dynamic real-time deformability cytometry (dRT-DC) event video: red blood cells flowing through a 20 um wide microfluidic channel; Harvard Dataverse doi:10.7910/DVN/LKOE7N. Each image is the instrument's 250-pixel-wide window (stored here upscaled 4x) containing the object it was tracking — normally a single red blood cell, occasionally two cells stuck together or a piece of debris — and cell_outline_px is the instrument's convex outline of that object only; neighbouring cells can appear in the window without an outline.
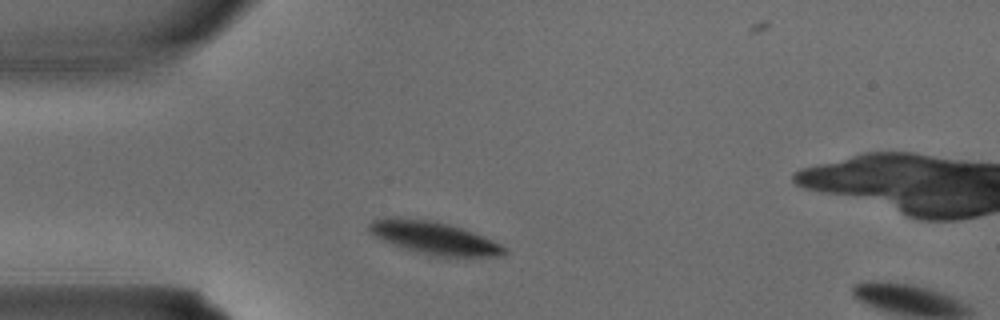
{"species": "common noctule bat (a hibernating species)", "species_latin": "Nyctalus noctula", "temperature_condition": "warm", "stored_images_in_passage": 2, "camera_frame_rate_fps": 3000, "um_per_image_px": 0.085, "animal": {"sex": "male", "body_mass_g": 15.6}, "frame": {"image": 1, "passage_image": 1, "time_ms": 0.0, "image_size_px": [1000, 320], "cell_outline_px": [[508, 252], [500, 256], [428, 256], [392, 244], [376, 236], [368, 228], [368, 224], [372, 220], [388, 216], [396, 216], [432, 220], [448, 224], [484, 236], [508, 248]], "centroid_in_image_um": [36.88, 20.21], "position_along_channel_um": 48.1, "area_um2": 25.78}}